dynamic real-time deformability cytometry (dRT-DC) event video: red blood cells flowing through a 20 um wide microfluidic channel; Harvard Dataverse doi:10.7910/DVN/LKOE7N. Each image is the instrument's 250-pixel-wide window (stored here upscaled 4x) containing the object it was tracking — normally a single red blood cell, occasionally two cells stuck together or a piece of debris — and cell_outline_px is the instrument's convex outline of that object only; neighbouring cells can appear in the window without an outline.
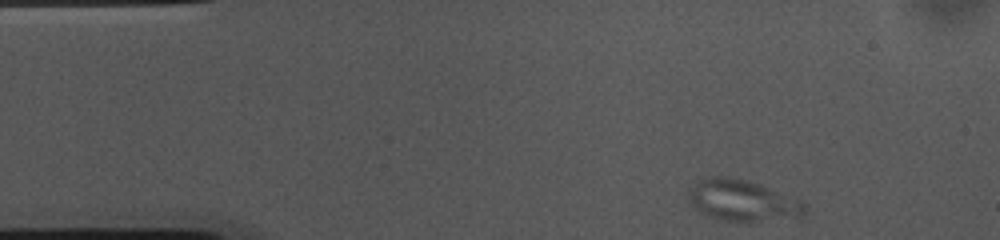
{"species": "common noctule bat (a hibernating species)", "species_latin": "Nyctalus noctula", "temperature_condition": "cold", "stored_images_in_passage": 42, "camera_frame_rate_fps": 3000, "um_per_image_px": 0.085, "animal": {"sex": "female", "body_mass_g": 10.0, "forearm_length_mm": 53.1}, "frame": {"image": 1, "passage_image": 1, "time_ms": 0.0, "image_size_px": [1000, 240], "cell_outline_px": [[808, 208], [804, 220], [756, 224], [752, 224], [720, 220], [708, 216], [692, 208], [688, 200], [688, 188], [700, 180], [708, 176], [728, 176], [760, 184], [804, 204]], "centroid_in_image_um": [63.17, 17.14], "position_along_channel_um": 21.8, "area_um2": 29.36}}
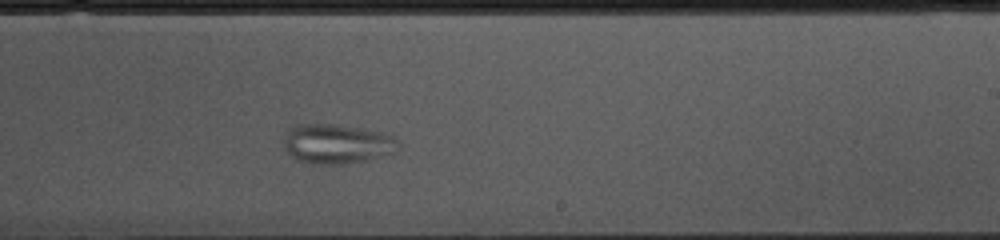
{"frame": {"image": 2, "passage_image": 26, "time_ms": 8.333, "image_size_px": [1000, 240], "cell_outline_px": [[400, 148], [392, 152], [364, 160], [344, 164], [320, 164], [296, 160], [288, 152], [284, 144], [284, 140], [288, 132], [296, 124], [336, 124], [360, 128], [392, 136], [400, 144]], "centroid_in_image_um": [28.62, 12.22], "position_along_channel_um": 260.4, "area_um2": 25.84}}
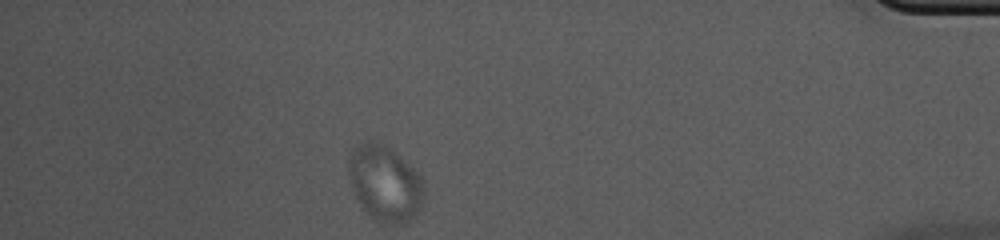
{"frame": {"image": 3, "passage_image": 42, "time_ms": 13.667, "image_size_px": [1000, 240], "cell_outline_px": [[424, 200], [420, 208], [404, 224], [380, 224], [372, 220], [360, 208], [348, 180], [348, 160], [352, 148], [360, 140], [372, 140], [392, 148], [420, 176], [424, 188]], "centroid_in_image_um": [32.65, 15.59], "position_along_channel_um": 402.6, "area_um2": 34.16}, "authors_computed_cell_mechanics": {"area_um2": 28.1486, "velocity_mm_per_s": 3.6021, "shape_relaxation_time_tau1_ms": null, "shape_relaxation_time_tau2_ms": 6.4319, "deformation_change_tau1": null, "deformation_change_tau2": 0.0801}}